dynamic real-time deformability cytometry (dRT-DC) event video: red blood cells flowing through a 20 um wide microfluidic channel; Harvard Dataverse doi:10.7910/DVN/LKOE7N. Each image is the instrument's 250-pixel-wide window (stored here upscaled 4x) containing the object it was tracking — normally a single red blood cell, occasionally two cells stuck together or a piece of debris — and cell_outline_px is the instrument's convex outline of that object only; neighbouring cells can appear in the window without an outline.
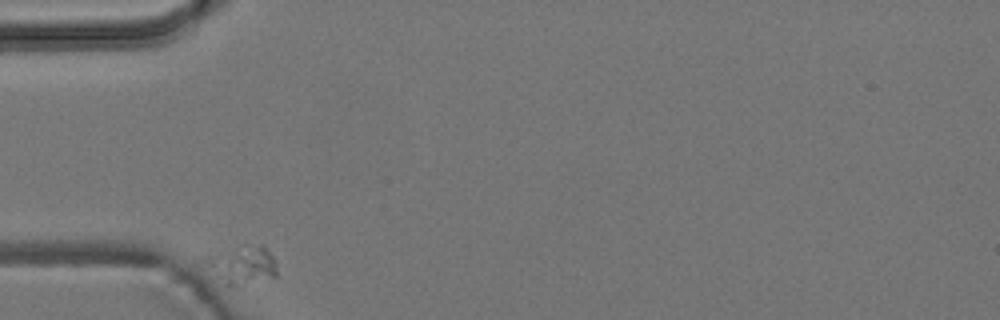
{"species": "common noctule bat (a hibernating species)", "species_latin": "Nyctalus noctula", "temperature_condition": "room temperature", "stored_images_in_passage": 2, "camera_frame_rate_fps": 3000, "um_per_image_px": 0.085, "animal": {"sex": "male", "body_mass_g": 19.2, "forearm_length_mm": 51.8}, "frame": {"image": 1, "passage_image": 1, "time_ms": 0.0, "image_size_px": [1000, 320], "cell_outline_px": [[276, 276], [240, 288], [236, 288], [224, 284], [216, 276], [208, 264], [208, 260], [212, 256], [236, 248], [260, 244], [272, 256], [276, 264]], "centroid_in_image_um": [20.69, 22.61], "position_along_channel_um": 64.3, "area_um2": 15.26}}
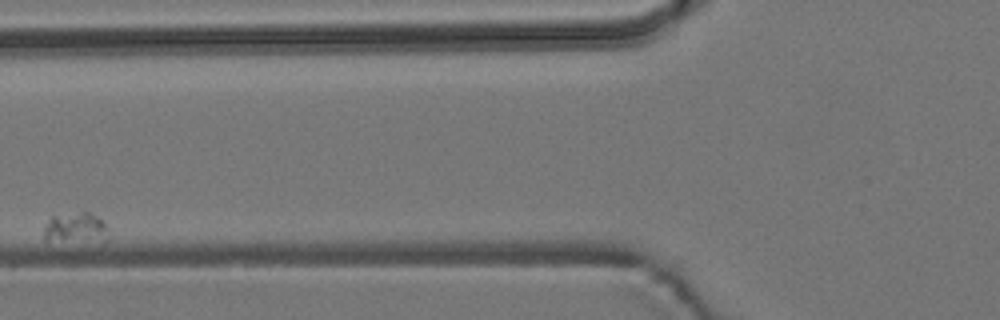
{"frame": {"image": 2, "passage_image": 2, "time_ms": 3.0, "image_size_px": [1000, 320], "cell_outline_px": [[108, 240], [104, 244], [44, 240], [44, 228], [48, 220], [52, 216], [80, 212], [92, 212], [104, 220], [108, 228]], "centroid_in_image_um": [6.53, 19.42], "position_along_channel_um": 119.3, "area_um2": 12.25}}